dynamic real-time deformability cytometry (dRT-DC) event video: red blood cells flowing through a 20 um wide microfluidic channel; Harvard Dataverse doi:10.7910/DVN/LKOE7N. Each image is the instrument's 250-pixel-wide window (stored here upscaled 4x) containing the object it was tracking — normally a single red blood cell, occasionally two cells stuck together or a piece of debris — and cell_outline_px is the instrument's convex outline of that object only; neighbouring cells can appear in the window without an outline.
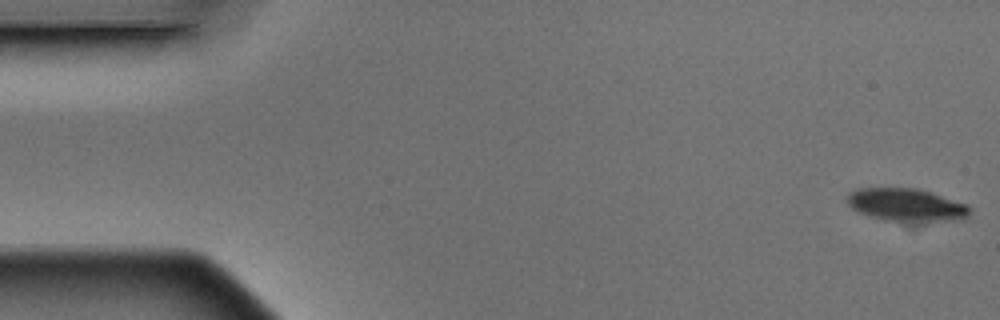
{"species": "Egyptian fruit bat (a non-hibernating species)", "species_latin": "Rousettus aegyptiacus", "temperature_condition": "warm", "stored_images_in_passage": 3, "camera_frame_rate_fps": 3000, "um_per_image_px": 0.085, "animal": {"sex": "male"}, "frame": {"image": 1, "passage_image": 1, "time_ms": 0.0, "image_size_px": [1000, 320], "cell_outline_px": [[968, 216], [964, 220], [916, 224], [904, 224], [884, 220], [868, 216], [852, 208], [848, 204], [848, 192], [856, 188], [916, 188], [968, 204]], "centroid_in_image_um": [77.06, 17.47], "position_along_channel_um": 7.9, "area_um2": 24.33}}
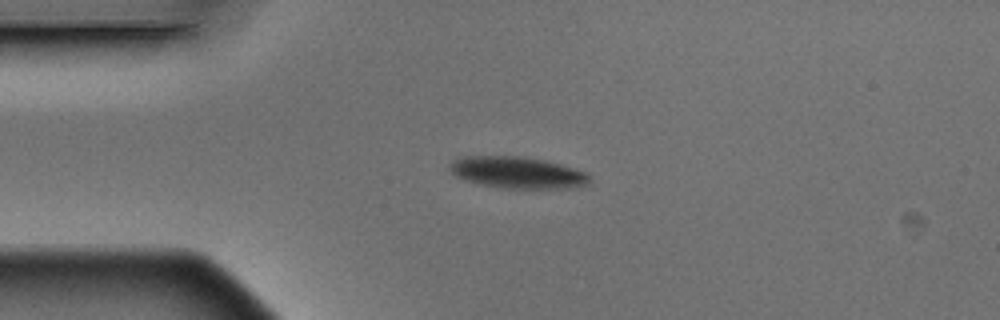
{"frame": {"image": 2, "passage_image": 2, "time_ms": 0.333, "image_size_px": [1000, 320], "cell_outline_px": [[588, 184], [576, 188], [500, 188], [464, 180], [456, 176], [448, 168], [448, 164], [452, 160], [460, 156], [524, 156], [544, 160], [560, 164], [588, 172]], "centroid_in_image_um": [43.95, 14.66], "position_along_channel_um": 41.0, "area_um2": 25.95}}